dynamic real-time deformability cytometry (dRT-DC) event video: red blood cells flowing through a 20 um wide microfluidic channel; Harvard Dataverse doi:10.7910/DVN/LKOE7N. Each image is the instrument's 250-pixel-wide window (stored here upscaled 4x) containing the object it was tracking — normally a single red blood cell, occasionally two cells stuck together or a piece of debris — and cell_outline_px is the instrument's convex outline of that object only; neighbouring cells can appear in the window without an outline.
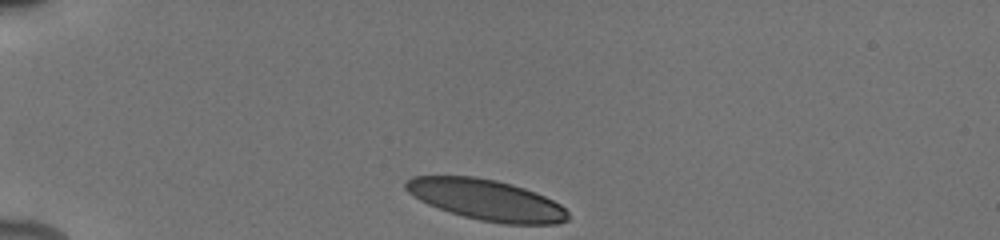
{"species": "human", "species_latin": "Homo sapiens", "temperature_condition": "cold", "stored_images_in_passage": 11, "camera_frame_rate_fps": 3000, "um_per_image_px": 0.085, "donor": {"sex": "male"}, "frame": {"image": 1, "passage_image": 1, "time_ms": 0.0, "image_size_px": [1000, 240], "cell_outline_px": [[568, 220], [556, 224], [504, 224], [480, 220], [464, 216], [428, 204], [420, 200], [408, 192], [404, 188], [404, 184], [412, 176], [472, 176], [496, 180], [512, 184], [536, 192], [560, 204], [568, 212]], "centroid_in_image_um": [41.36, 16.99], "position_along_channel_um": 43.6, "area_um2": 38.32}}